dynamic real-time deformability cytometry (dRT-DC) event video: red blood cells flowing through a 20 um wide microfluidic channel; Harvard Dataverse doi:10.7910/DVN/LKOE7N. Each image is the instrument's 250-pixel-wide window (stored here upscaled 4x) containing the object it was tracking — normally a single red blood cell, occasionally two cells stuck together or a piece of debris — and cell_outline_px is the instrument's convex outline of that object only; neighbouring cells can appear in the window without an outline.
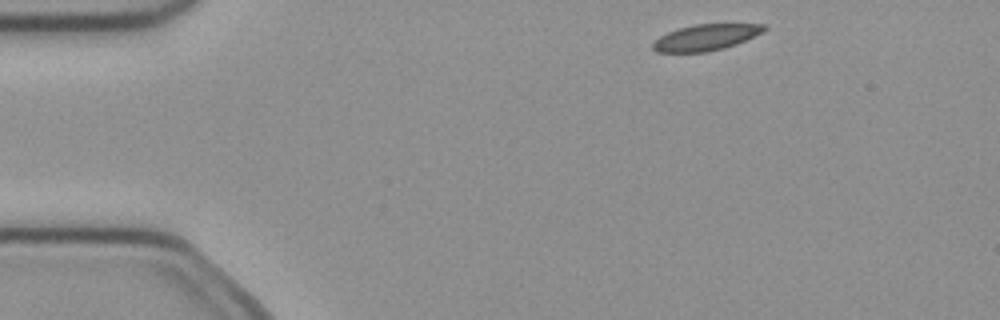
{"species": "common noctule bat (a hibernating species)", "species_latin": "Nyctalus noctula", "temperature_condition": "cold", "stored_images_in_passage": 6, "camera_frame_rate_fps": 3000, "um_per_image_px": 0.085, "animal": {"sex": "female", "body_mass_g": 21.9}, "frame": {"image": 1, "passage_image": 6, "time_ms": 1.667, "image_size_px": [1000, 320], "cell_outline_px": [[768, 28], [764, 32], [736, 44], [724, 48], [708, 52], [656, 52], [652, 48], [652, 40], [668, 32], [680, 28], [696, 24], [764, 24]], "centroid_in_image_um": [59.99, 3.18], "position_along_channel_um": 25.0, "area_um2": 16.99}}